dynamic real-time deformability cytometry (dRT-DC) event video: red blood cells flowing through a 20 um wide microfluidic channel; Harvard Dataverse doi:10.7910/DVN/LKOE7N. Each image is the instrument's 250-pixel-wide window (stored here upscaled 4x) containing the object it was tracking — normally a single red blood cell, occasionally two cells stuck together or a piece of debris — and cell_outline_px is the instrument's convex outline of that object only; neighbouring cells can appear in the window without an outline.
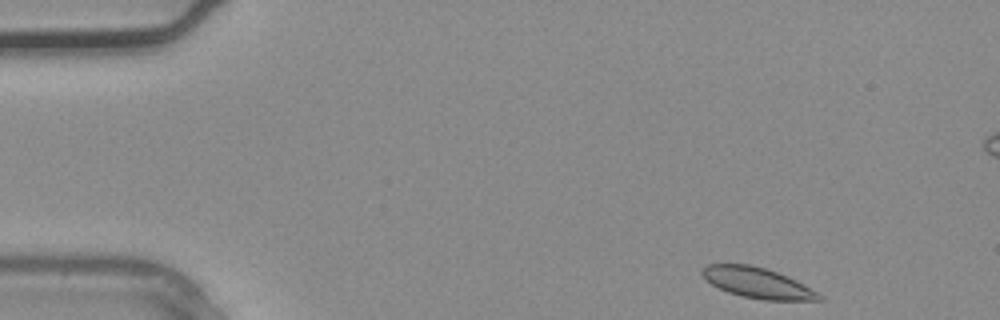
{"species": "common noctule bat (a hibernating species)", "species_latin": "Nyctalus noctula", "temperature_condition": "warm", "stored_images_in_passage": 4, "camera_frame_rate_fps": 3000, "um_per_image_px": 0.085, "animal": {"sex": "male", "body_mass_g": 20.4}, "frame": {"image": 1, "passage_image": 4, "time_ms": 1.0, "image_size_px": [1000, 320], "cell_outline_px": [[824, 300], [764, 300], [740, 296], [728, 292], [712, 284], [700, 272], [708, 264], [752, 264], [788, 276], [804, 284], [824, 296]], "centroid_in_image_um": [64.43, 24.05], "position_along_channel_um": 20.6, "area_um2": 20.69}}